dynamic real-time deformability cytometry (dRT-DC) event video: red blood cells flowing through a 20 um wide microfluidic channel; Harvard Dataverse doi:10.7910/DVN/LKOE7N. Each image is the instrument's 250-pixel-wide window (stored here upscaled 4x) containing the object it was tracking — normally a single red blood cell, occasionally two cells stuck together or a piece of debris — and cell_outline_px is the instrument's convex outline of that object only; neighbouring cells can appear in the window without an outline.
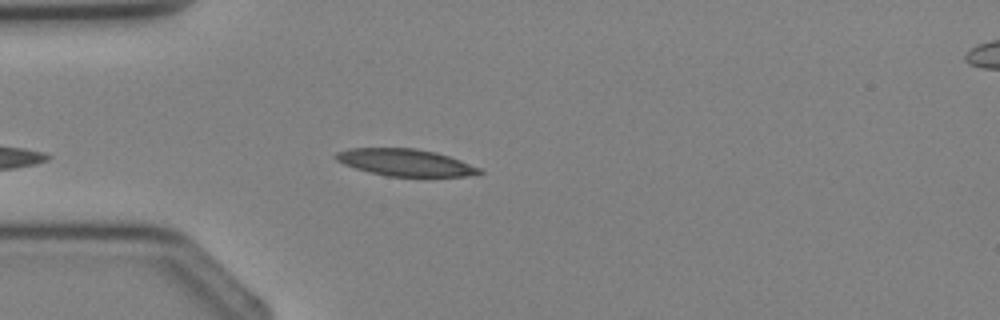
{"species": "Egyptian fruit bat (a non-hibernating species)", "species_latin": "Rousettus aegyptiacus", "temperature_condition": "cold", "stored_images_in_passage": 5, "segment_of_instrument_passage": [1, 2], "camera_frame_rate_fps": 3000, "um_per_image_px": 0.085, "animal": {"sex": "female"}, "frame": {"image": 1, "passage_image": 4, "time_ms": 3.333, "image_size_px": [1000, 320], "cell_outline_px": [[484, 172], [464, 176], [388, 176], [356, 168], [344, 164], [336, 160], [336, 152], [348, 148], [416, 148], [436, 152], [460, 160], [480, 168]], "centroid_in_image_um": [34.45, 13.8], "position_along_channel_um": 50.6, "area_um2": 22.25}}